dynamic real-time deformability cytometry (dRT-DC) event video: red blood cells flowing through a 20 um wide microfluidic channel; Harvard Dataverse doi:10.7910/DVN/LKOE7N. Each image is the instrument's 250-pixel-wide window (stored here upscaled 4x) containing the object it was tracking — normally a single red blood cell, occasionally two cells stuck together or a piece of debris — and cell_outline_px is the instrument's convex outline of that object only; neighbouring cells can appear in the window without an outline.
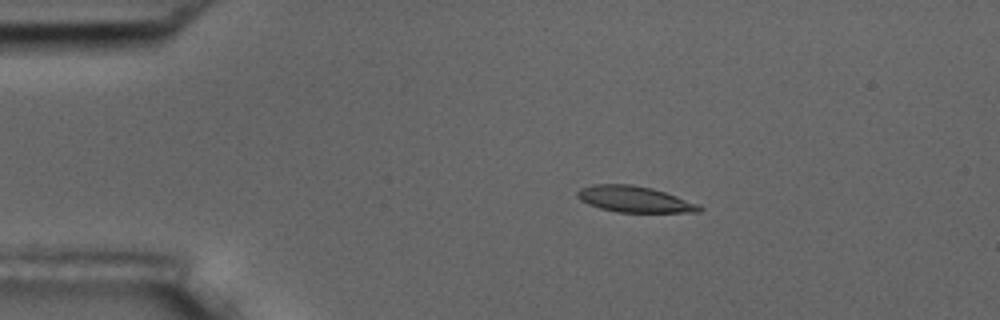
{"species": "common noctule bat (a hibernating species)", "species_latin": "Nyctalus noctula", "temperature_condition": "room temperature", "stored_images_in_passage": 6, "camera_frame_rate_fps": 3000, "um_per_image_px": 0.085, "animal": {"sex": "male", "body_mass_g": 17.5, "forearm_length_mm": 52.3}, "frame": {"image": 1, "passage_image": 3, "time_ms": 2.333, "image_size_px": [1000, 320], "cell_outline_px": [[704, 208], [700, 212], [620, 212], [600, 208], [588, 204], [580, 200], [576, 196], [576, 192], [580, 188], [592, 184], [632, 184], [652, 188], [700, 204]], "centroid_in_image_um": [53.92, 16.93], "position_along_channel_um": 31.1, "area_um2": 18.61}}
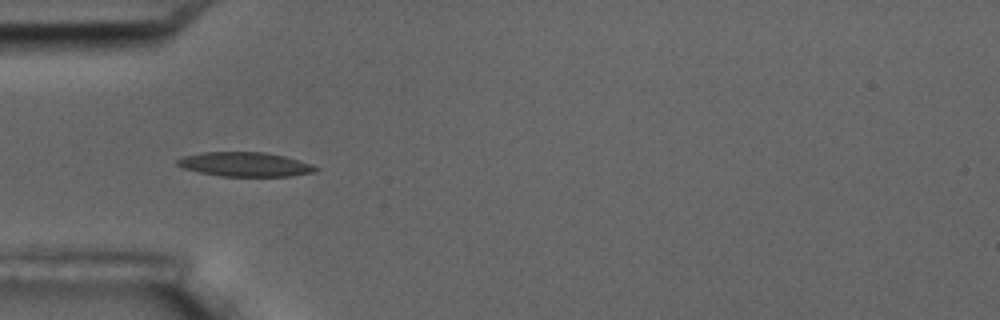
{"frame": {"image": 2, "passage_image": 5, "time_ms": 4.667, "image_size_px": [1000, 320], "cell_outline_px": [[320, 168], [316, 172], [288, 176], [220, 176], [180, 168], [176, 164], [176, 160], [184, 156], [200, 152], [264, 152], [284, 156], [312, 164]], "centroid_in_image_um": [20.81, 13.97], "position_along_channel_um": 64.2, "area_um2": 19.65}}